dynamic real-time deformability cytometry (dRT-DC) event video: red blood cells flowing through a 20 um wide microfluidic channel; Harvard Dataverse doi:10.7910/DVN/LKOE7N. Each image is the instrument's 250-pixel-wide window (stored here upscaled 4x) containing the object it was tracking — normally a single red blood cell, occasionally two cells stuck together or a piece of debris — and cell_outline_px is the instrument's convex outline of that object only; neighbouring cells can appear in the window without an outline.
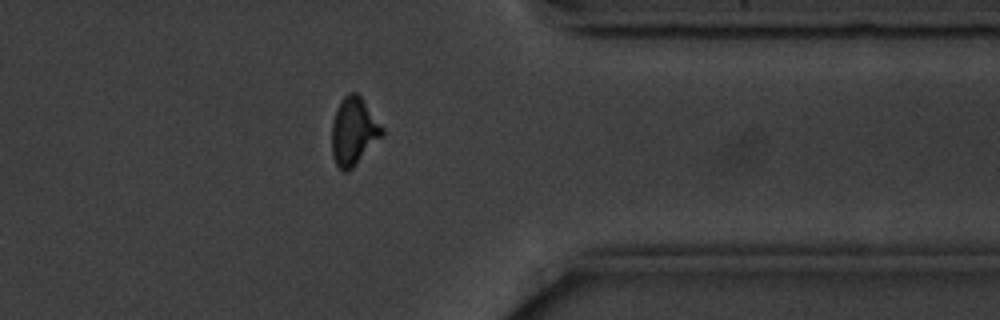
{"species": "common noctule bat (a hibernating species)", "species_latin": "Nyctalus noctula", "temperature_condition": "cold", "stored_images_in_passage": 15, "camera_frame_rate_fps": 3000, "um_per_image_px": 0.085, "animal": {"sex": "male", "body_mass_g": 20.1, "forearm_length_mm": 53.5}, "frame": {"image": 1, "passage_image": 13, "time_ms": 14.667, "image_size_px": [1000, 320], "cell_outline_px": [[384, 136], [348, 172], [344, 172], [336, 164], [332, 156], [332, 120], [344, 96], [348, 92], [356, 92], [360, 96], [384, 128]], "centroid_in_image_um": [30.08, 11.19], "position_along_channel_um": 381.3, "area_um2": 19.83}}
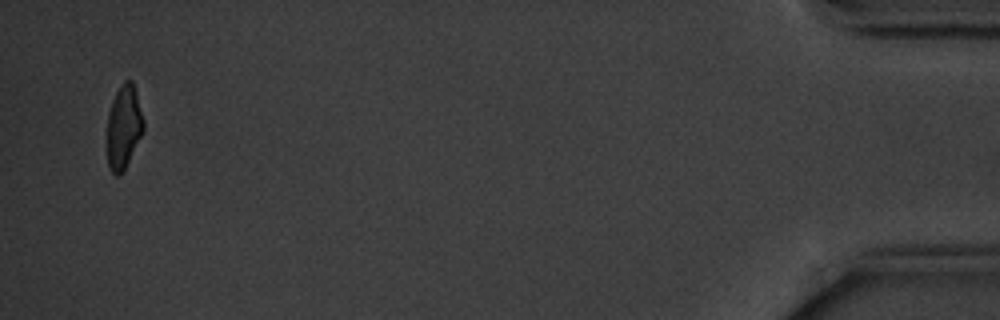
{"frame": {"image": 2, "passage_image": 15, "time_ms": 18.0, "image_size_px": [1000, 320], "cell_outline_px": [[144, 128], [124, 172], [116, 176], [108, 168], [104, 140], [108, 112], [112, 100], [116, 92], [124, 80], [132, 80], [144, 120]], "centroid_in_image_um": [10.45, 10.85], "position_along_channel_um": 424.7, "area_um2": 18.38}, "authors_computed_cell_mechanics": {"area_um2": 19.8254, "velocity_mm_per_s": 3.5551, "shape_relaxation_time_tau1_ms": 1.8786, "shape_relaxation_time_tau2_ms": null, "deformation_change_tau1": 0.0862, "deformation_change_tau2": null}}